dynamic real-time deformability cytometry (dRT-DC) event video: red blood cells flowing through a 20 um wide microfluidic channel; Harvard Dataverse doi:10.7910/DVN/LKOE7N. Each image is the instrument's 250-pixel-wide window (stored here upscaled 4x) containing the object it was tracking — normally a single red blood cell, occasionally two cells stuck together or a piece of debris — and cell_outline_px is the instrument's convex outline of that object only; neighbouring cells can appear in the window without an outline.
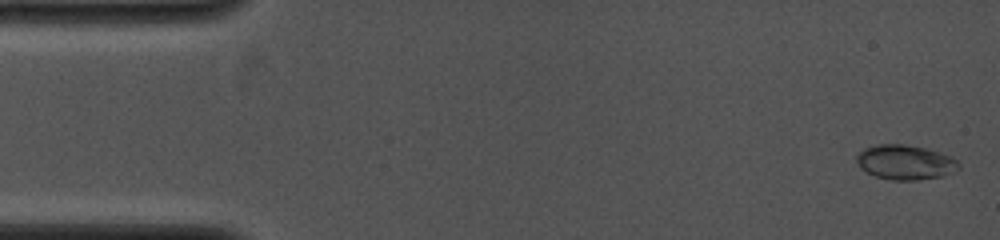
{"species": "common noctule bat (a hibernating species)", "species_latin": "Nyctalus noctula", "temperature_condition": "cold", "stored_images_in_passage": 18, "camera_frame_rate_fps": 4000, "um_per_image_px": 0.085, "animal": {"sex": "female", "body_mass_g": 19.0, "forearm_length_mm": 53.3}, "frame": {"image": 1, "passage_image": 1, "time_ms": 0.0, "image_size_px": [1000, 240], "cell_outline_px": [[960, 168], [956, 172], [944, 176], [916, 180], [892, 180], [876, 176], [860, 168], [856, 160], [856, 156], [864, 148], [876, 144], [904, 144], [924, 148], [952, 156], [960, 164]], "centroid_in_image_um": [76.97, 13.79], "position_along_channel_um": 8.0, "area_um2": 20.75}}
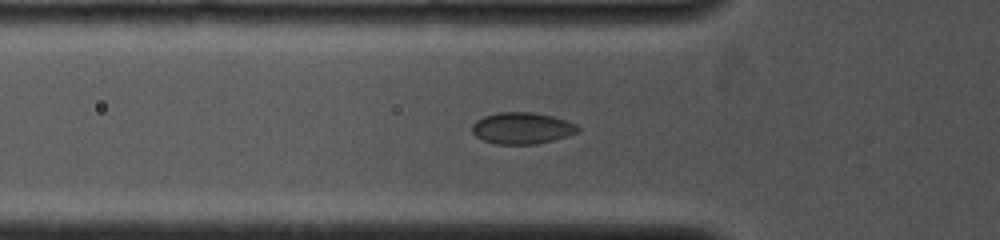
{"frame": {"image": 2, "passage_image": 11, "time_ms": 4.5, "image_size_px": [1000, 240], "cell_outline_px": [[580, 132], [552, 140], [536, 144], [496, 144], [484, 140], [476, 136], [472, 132], [472, 124], [476, 120], [484, 116], [496, 112], [532, 112], [552, 116], [576, 124], [580, 128]], "centroid_in_image_um": [44.36, 10.89], "position_along_channel_um": 81.4, "area_um2": 19.42}}
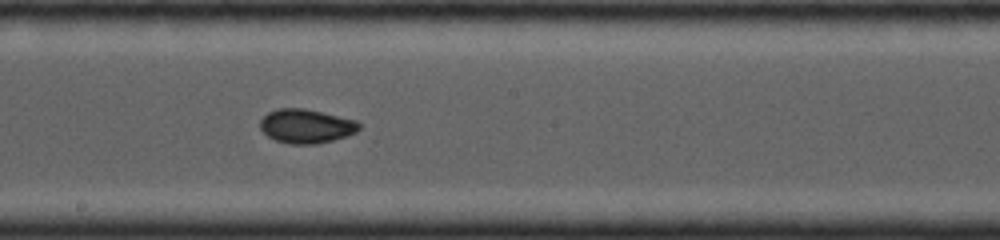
{"frame": {"image": 3, "passage_image": 18, "time_ms": 7.75, "image_size_px": [1000, 240], "cell_outline_px": [[360, 128], [356, 132], [348, 136], [316, 144], [288, 144], [276, 140], [268, 136], [260, 128], [260, 120], [268, 112], [280, 108], [304, 108], [356, 120], [360, 124]], "centroid_in_image_um": [26.03, 10.72], "position_along_channel_um": 222.2, "area_um2": 19.59}}